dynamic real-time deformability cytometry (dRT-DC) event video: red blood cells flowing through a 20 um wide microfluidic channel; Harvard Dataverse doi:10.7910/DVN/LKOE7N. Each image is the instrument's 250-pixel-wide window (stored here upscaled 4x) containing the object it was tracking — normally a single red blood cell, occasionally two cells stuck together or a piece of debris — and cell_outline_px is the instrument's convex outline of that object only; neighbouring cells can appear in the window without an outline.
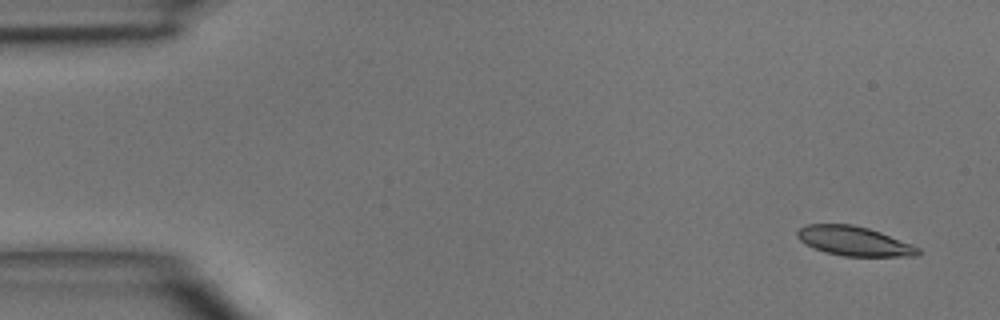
{"species": "common noctule bat (a hibernating species)", "species_latin": "Nyctalus noctula", "temperature_condition": "room temperature", "stored_images_in_passage": 5, "camera_frame_rate_fps": 3000, "um_per_image_px": 0.085, "animal": {"sex": "male", "body_mass_g": 15.6}, "frame": {"image": 1, "passage_image": 1, "time_ms": 0.0, "image_size_px": [1000, 320], "cell_outline_px": [[924, 252], [916, 256], [844, 256], [824, 252], [800, 240], [796, 236], [796, 232], [800, 228], [808, 224], [852, 224], [868, 228], [880, 232], [912, 244], [920, 248]], "centroid_in_image_um": [72.64, 20.49], "position_along_channel_um": 12.4, "area_um2": 20.63}}